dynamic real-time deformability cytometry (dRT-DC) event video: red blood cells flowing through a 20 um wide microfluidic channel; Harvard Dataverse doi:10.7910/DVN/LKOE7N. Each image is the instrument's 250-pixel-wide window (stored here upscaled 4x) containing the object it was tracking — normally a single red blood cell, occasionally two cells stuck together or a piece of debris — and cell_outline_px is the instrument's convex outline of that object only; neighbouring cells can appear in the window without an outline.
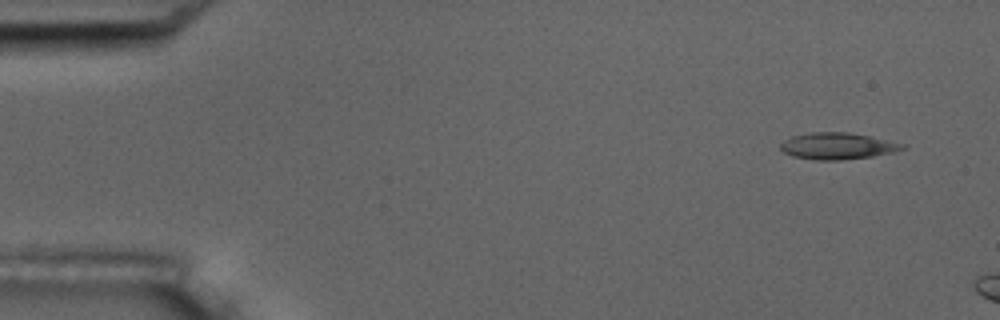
{"species": "common noctule bat (a hibernating species)", "species_latin": "Nyctalus noctula", "temperature_condition": "room temperature", "stored_images_in_passage": 2, "camera_frame_rate_fps": 3000, "um_per_image_px": 0.085, "animal": {"sex": "male", "body_mass_g": 17.5, "forearm_length_mm": 52.3}, "frame": {"image": 1, "passage_image": 1, "time_ms": 0.0, "image_size_px": [1000, 320], "cell_outline_px": [[908, 148], [892, 152], [872, 156], [840, 160], [816, 160], [792, 156], [784, 152], [780, 148], [780, 144], [784, 140], [792, 136], [812, 132], [848, 132], [872, 136], [904, 144]], "centroid_in_image_um": [71.19, 12.4], "position_along_channel_um": 13.8, "area_um2": 18.9}}